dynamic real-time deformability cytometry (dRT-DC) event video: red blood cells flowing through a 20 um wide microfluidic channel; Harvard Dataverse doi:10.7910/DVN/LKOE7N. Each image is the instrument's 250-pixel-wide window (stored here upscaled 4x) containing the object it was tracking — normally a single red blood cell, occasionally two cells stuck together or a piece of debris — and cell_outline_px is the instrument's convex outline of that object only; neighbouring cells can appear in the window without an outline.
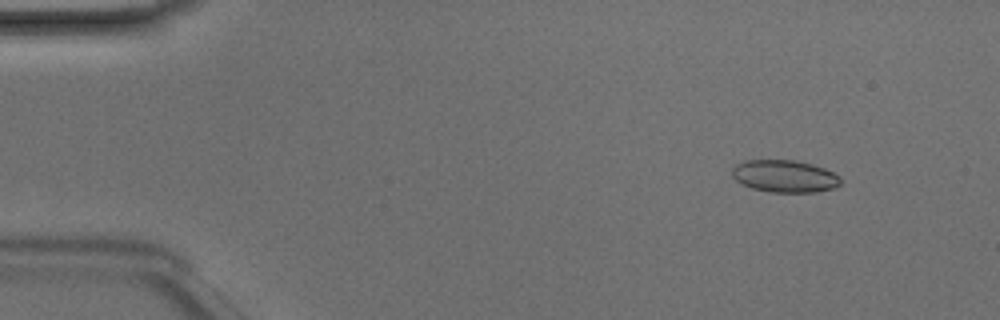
{"species": "Egyptian fruit bat (a non-hibernating species)", "species_latin": "Rousettus aegyptiacus", "temperature_condition": "room temperature", "stored_images_in_passage": 48, "camera_frame_rate_fps": 3000, "um_per_image_px": 0.085, "animal": {"sex": "male"}, "frame": {"image": 1, "passage_image": 5, "time_ms": 1.333, "image_size_px": [1000, 320], "cell_outline_px": [[844, 180], [840, 184], [832, 188], [816, 192], [768, 192], [752, 188], [736, 180], [732, 176], [732, 168], [736, 164], [744, 160], [796, 160], [812, 164], [824, 168], [840, 176]], "centroid_in_image_um": [66.71, 14.97], "position_along_channel_um": 18.3, "area_um2": 20.52}}
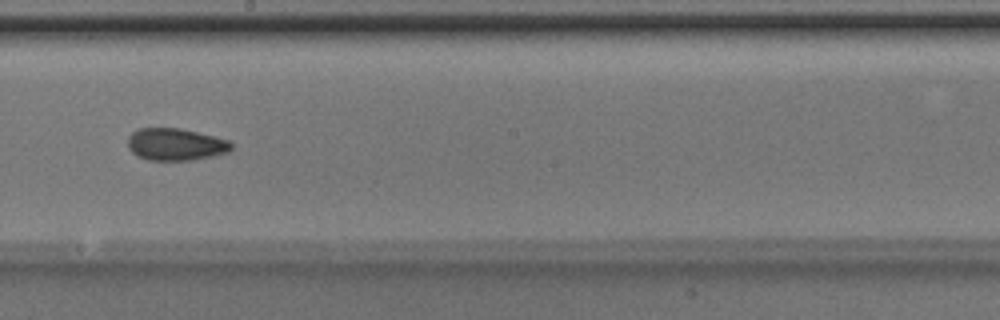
{"frame": {"image": 2, "passage_image": 27, "time_ms": 8.667, "image_size_px": [1000, 320], "cell_outline_px": [[232, 148], [228, 152], [212, 156], [192, 160], [148, 160], [136, 156], [128, 148], [128, 136], [132, 132], [140, 128], [180, 128], [228, 140], [232, 144]], "centroid_in_image_um": [14.89, 12.28], "position_along_channel_um": 233.3, "area_um2": 19.36}}
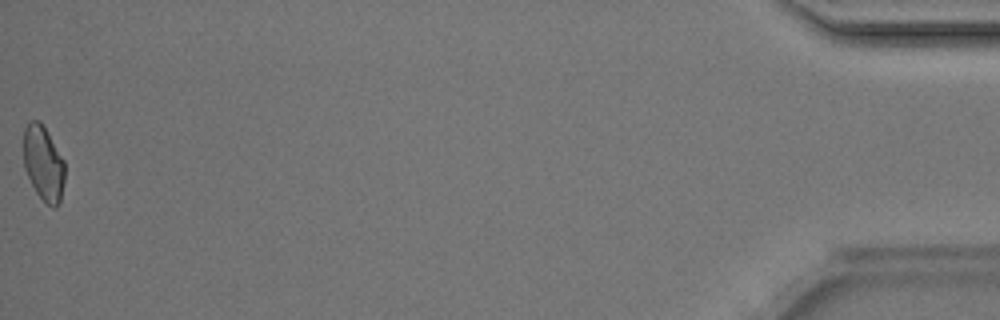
{"frame": {"image": 3, "passage_image": 48, "time_ms": 15.667, "image_size_px": [1000, 320], "cell_outline_px": [[64, 180], [60, 200], [56, 208], [52, 208], [36, 192], [24, 168], [24, 128], [32, 120], [40, 120], [64, 160]], "centroid_in_image_um": [3.69, 13.88], "position_along_channel_um": 431.5, "area_um2": 17.74}, "authors_computed_cell_mechanics": {"area_um2": 19.074, "velocity_mm_per_s": 4.2285, "shape_relaxation_time_tau1_ms": 9.7431, "shape_relaxation_time_tau2_ms": 3.5643, "deformation_change_tau1": 0.1668, "deformation_change_tau2": 0.093}}